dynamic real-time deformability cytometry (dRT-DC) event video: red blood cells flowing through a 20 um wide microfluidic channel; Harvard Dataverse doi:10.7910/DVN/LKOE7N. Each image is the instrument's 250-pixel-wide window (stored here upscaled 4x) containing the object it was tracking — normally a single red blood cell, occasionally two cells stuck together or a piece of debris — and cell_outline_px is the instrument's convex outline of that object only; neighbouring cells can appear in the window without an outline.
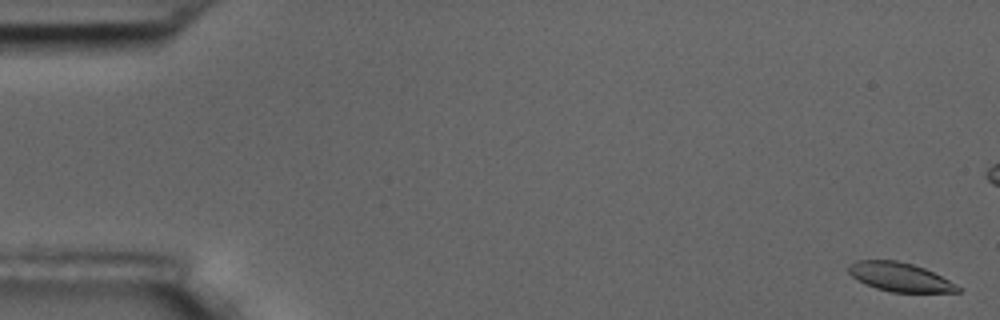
{"species": "common noctule bat (a hibernating species)", "species_latin": "Nyctalus noctula", "temperature_condition": "room temperature", "stored_images_in_passage": 6, "camera_frame_rate_fps": 3000, "um_per_image_px": 0.085, "animal": {"sex": "male", "body_mass_g": 17.5, "forearm_length_mm": 52.3}, "frame": {"image": 1, "passage_image": 1, "time_ms": 0.0, "image_size_px": [1000, 320], "cell_outline_px": [[964, 288], [960, 292], [892, 292], [876, 288], [856, 280], [848, 272], [848, 264], [856, 260], [896, 260], [912, 264], [924, 268]], "centroid_in_image_um": [76.47, 23.55], "position_along_channel_um": 8.5, "area_um2": 18.38}}
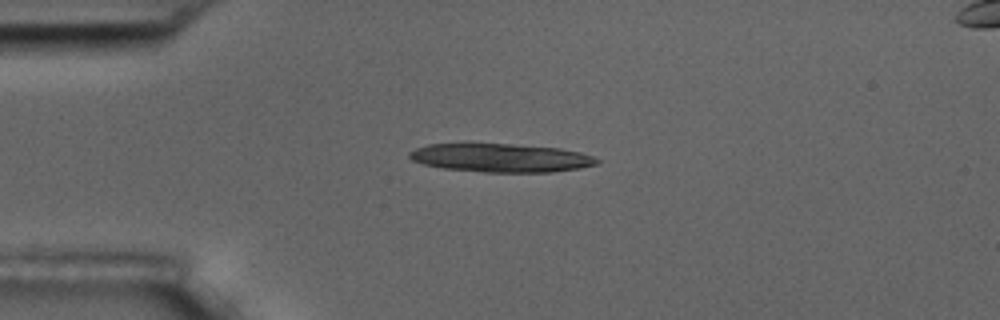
{"frame": {"image": 2, "passage_image": 6, "time_ms": 6.667, "image_size_px": [1000, 320], "cell_outline_px": [[600, 164], [580, 168], [552, 172], [484, 172], [444, 168], [424, 164], [412, 160], [408, 156], [408, 152], [416, 148], [428, 144], [468, 140], [472, 140], [560, 148], [580, 152], [592, 156], [600, 160]], "centroid_in_image_um": [42.5, 13.36], "position_along_channel_um": 42.5, "area_um2": 32.48}}